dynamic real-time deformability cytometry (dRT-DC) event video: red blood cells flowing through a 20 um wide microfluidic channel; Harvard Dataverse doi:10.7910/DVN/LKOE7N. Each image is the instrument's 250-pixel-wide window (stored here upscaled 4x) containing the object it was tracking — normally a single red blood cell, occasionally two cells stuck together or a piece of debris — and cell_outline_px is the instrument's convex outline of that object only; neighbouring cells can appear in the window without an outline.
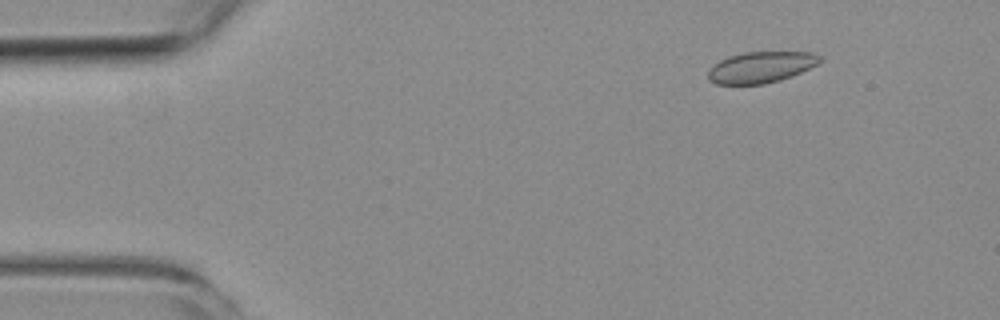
{"species": "common noctule bat (a hibernating species)", "species_latin": "Nyctalus noctula", "temperature_condition": "room temperature", "stored_images_in_passage": 8, "camera_frame_rate_fps": 3000, "um_per_image_px": 0.085, "animal": {"sex": "female", "body_mass_g": 19.3, "forearm_length_mm": 54.1}, "frame": {"image": 1, "passage_image": 1, "time_ms": 0.0, "image_size_px": [1000, 320], "cell_outline_px": [[820, 60], [816, 64], [792, 76], [780, 80], [764, 84], [716, 84], [708, 80], [708, 68], [720, 60], [728, 56], [744, 52], [812, 52], [820, 56]], "centroid_in_image_um": [64.62, 5.71], "position_along_channel_um": 20.4, "area_um2": 20.23}}
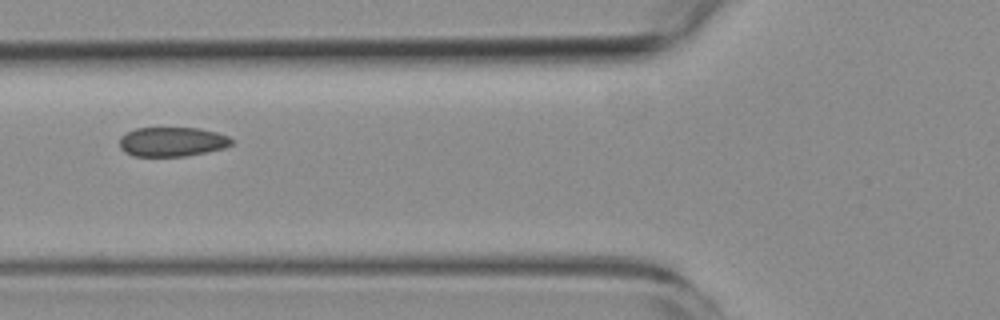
{"frame": {"image": 2, "passage_image": 5, "time_ms": 4.667, "image_size_px": [1000, 320], "cell_outline_px": [[236, 140], [232, 144], [224, 148], [208, 152], [184, 156], [132, 156], [124, 152], [120, 148], [120, 136], [136, 128], [200, 128], [216, 132], [228, 136]], "centroid_in_image_um": [14.65, 12.05], "position_along_channel_um": 111.1, "area_um2": 19.36}}
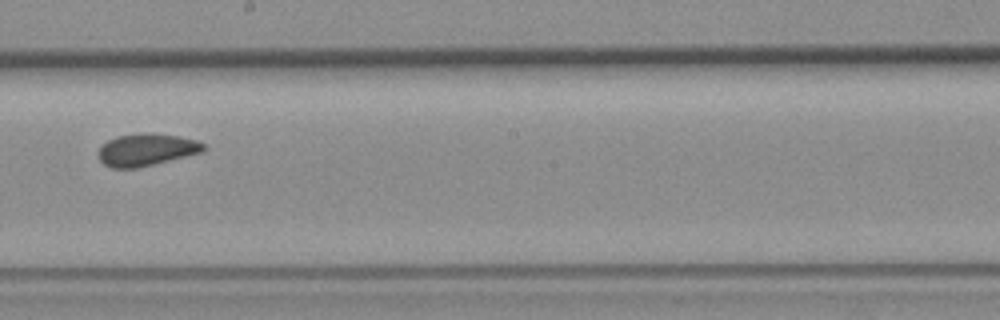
{"frame": {"image": 3, "passage_image": 8, "time_ms": 8.0, "image_size_px": [1000, 320], "cell_outline_px": [[208, 148], [204, 152], [136, 168], [112, 168], [104, 164], [100, 160], [96, 152], [108, 140], [116, 136], [140, 132], [152, 132], [180, 136], [196, 140], [204, 144]], "centroid_in_image_um": [12.46, 12.71], "position_along_channel_um": 235.7, "area_um2": 20.06}}